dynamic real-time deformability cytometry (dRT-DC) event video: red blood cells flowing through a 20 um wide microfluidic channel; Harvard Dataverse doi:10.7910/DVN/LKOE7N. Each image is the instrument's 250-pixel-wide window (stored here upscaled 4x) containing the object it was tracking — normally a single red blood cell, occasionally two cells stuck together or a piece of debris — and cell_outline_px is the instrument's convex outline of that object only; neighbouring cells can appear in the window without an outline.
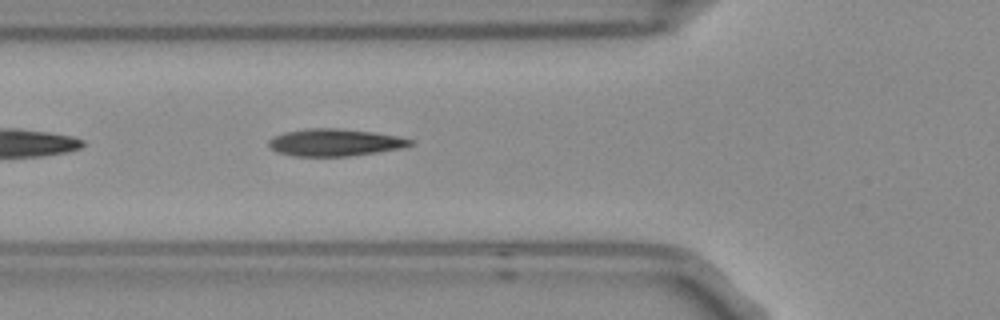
{"species": "Egyptian fruit bat (a non-hibernating species)", "species_latin": "Rousettus aegyptiacus", "temperature_condition": "room temperature", "stored_images_in_passage": 6, "camera_frame_rate_fps": 3000, "um_per_image_px": 0.085, "frame": {"image": 1, "passage_image": 6, "time_ms": 1.667, "image_size_px": [1000, 320], "cell_outline_px": [[416, 140], [412, 144], [400, 148], [376, 152], [348, 156], [296, 156], [276, 152], [268, 144], [268, 140], [284, 132], [308, 128], [340, 128], [376, 132]], "centroid_in_image_um": [28.47, 12.1], "position_along_channel_um": 97.3, "area_um2": 22.37}}